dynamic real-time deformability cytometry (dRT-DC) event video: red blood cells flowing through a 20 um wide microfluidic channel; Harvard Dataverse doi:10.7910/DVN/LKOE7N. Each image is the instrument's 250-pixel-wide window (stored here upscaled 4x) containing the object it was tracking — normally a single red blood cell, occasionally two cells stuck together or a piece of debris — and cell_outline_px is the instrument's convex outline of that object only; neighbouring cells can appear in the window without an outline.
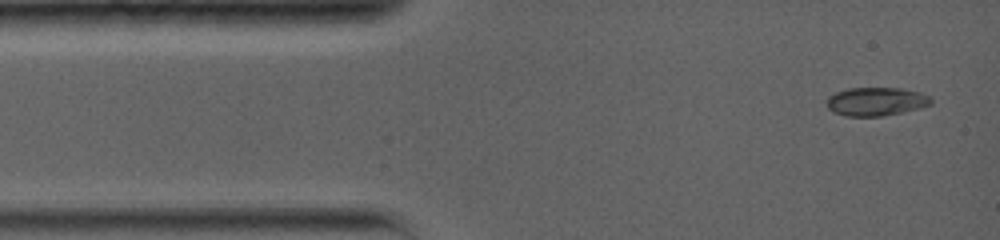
{"species": "common noctule bat (a hibernating species)", "species_latin": "Nyctalus noctula", "temperature_condition": "warm", "stored_images_in_passage": 21, "camera_frame_rate_fps": 5000, "um_per_image_px": 0.085, "animal": {"sex": "female", "body_mass_g": 19.0, "forearm_length_mm": 56.7}, "frame": {"image": 1, "passage_image": 1, "time_ms": 0.0, "image_size_px": [1000, 240], "cell_outline_px": [[932, 104], [920, 108], [880, 116], [844, 116], [828, 108], [828, 96], [836, 92], [848, 88], [900, 88], [920, 92], [928, 96], [932, 100]], "centroid_in_image_um": [74.48, 8.62], "position_along_channel_um": 10.5, "area_um2": 17.11}}
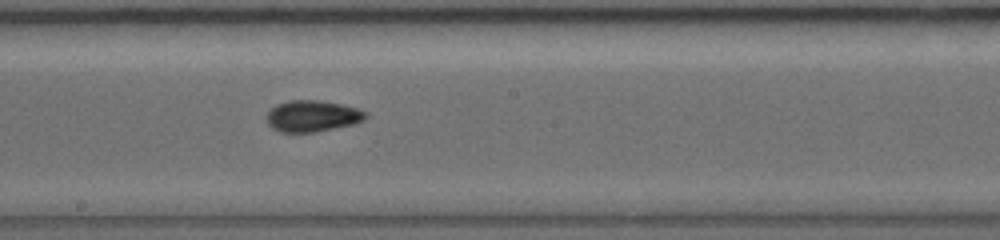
{"frame": {"image": 2, "passage_image": 10, "time_ms": 7.2, "image_size_px": [1000, 240], "cell_outline_px": [[368, 116], [364, 120], [356, 124], [316, 132], [280, 132], [272, 128], [264, 120], [268, 112], [276, 104], [288, 100], [320, 100], [360, 108], [368, 112]], "centroid_in_image_um": [26.57, 9.86], "position_along_channel_um": 221.6, "area_um2": 18.5}}
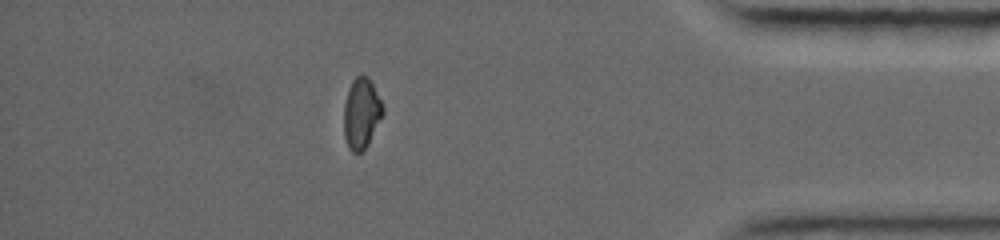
{"frame": {"image": 3, "passage_image": 18, "time_ms": 13.0, "image_size_px": [1000, 240], "cell_outline_px": [[384, 112], [368, 144], [360, 152], [352, 152], [348, 148], [344, 136], [344, 104], [348, 88], [352, 80], [356, 76], [368, 76], [384, 108]], "centroid_in_image_um": [30.7, 9.63], "position_along_channel_um": 404.5, "area_um2": 15.9}, "authors_computed_cell_mechanics": {"area_um2": 17.1088, "velocity_mm_per_s": 3.7962, "shape_relaxation_time_tau1_ms": 6.2938, "shape_relaxation_time_tau2_ms": null, "deformation_change_tau1": 0.1851, "deformation_change_tau2": null}}